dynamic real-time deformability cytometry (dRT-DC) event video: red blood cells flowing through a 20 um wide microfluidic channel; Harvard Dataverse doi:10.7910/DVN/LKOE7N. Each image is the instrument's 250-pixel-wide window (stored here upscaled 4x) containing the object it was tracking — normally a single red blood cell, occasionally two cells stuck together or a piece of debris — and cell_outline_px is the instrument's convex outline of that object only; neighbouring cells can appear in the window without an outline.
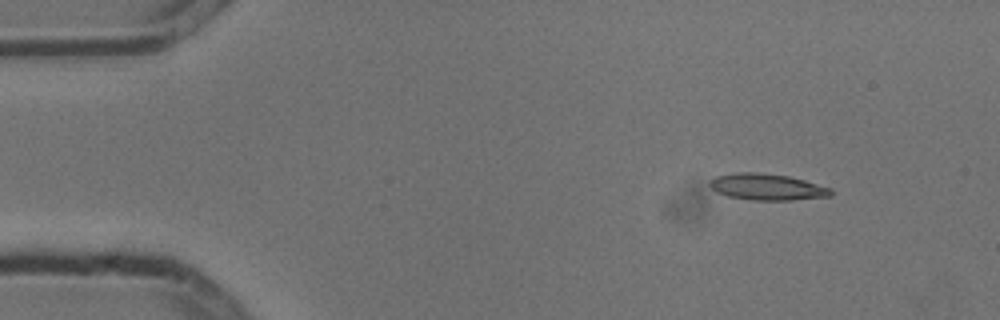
{"species": "common noctule bat (a hibernating species)", "species_latin": "Nyctalus noctula", "temperature_condition": "cold", "stored_images_in_passage": 4, "camera_frame_rate_fps": 3000, "um_per_image_px": 0.085, "animal": {"sex": "male", "body_mass_g": 13.3}, "frame": {"image": 1, "passage_image": 2, "time_ms": 0.333, "image_size_px": [1000, 320], "cell_outline_px": [[832, 196], [792, 200], [752, 200], [728, 196], [716, 192], [708, 184], [708, 180], [716, 176], [736, 172], [756, 172], [788, 176], [804, 180], [832, 188]], "centroid_in_image_um": [65.18, 15.89], "position_along_channel_um": 19.8, "area_um2": 18.73}}